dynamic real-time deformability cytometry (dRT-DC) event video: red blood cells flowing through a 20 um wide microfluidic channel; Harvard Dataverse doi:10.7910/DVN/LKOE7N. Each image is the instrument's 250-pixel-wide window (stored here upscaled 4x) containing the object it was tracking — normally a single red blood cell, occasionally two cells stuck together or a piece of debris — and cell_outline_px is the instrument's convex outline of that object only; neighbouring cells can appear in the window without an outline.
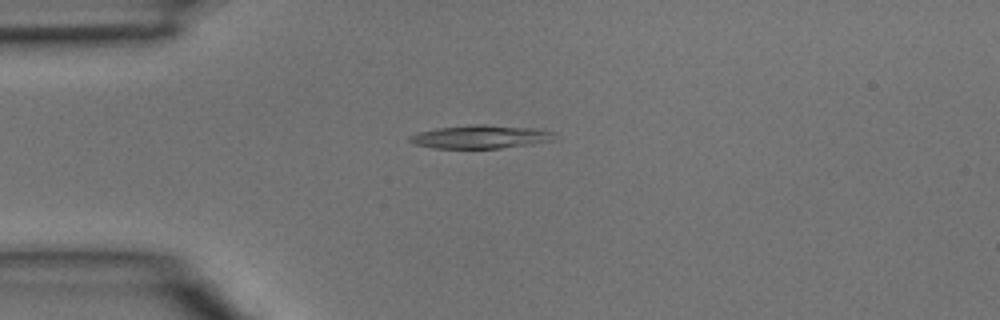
{"species": "common noctule bat (a hibernating species)", "species_latin": "Nyctalus noctula", "temperature_condition": "room temperature", "stored_images_in_passage": 3, "camera_frame_rate_fps": 3000, "um_per_image_px": 0.085, "animal": {"sex": "male", "body_mass_g": 15.6}, "frame": {"image": 1, "passage_image": 2, "time_ms": 0.333, "image_size_px": [1000, 320], "cell_outline_px": [[556, 140], [500, 148], [432, 148], [416, 144], [408, 140], [408, 136], [420, 132], [436, 128], [472, 124], [484, 124], [540, 128], [556, 132]], "centroid_in_image_um": [40.91, 11.61], "position_along_channel_um": 44.1, "area_um2": 19.88}}